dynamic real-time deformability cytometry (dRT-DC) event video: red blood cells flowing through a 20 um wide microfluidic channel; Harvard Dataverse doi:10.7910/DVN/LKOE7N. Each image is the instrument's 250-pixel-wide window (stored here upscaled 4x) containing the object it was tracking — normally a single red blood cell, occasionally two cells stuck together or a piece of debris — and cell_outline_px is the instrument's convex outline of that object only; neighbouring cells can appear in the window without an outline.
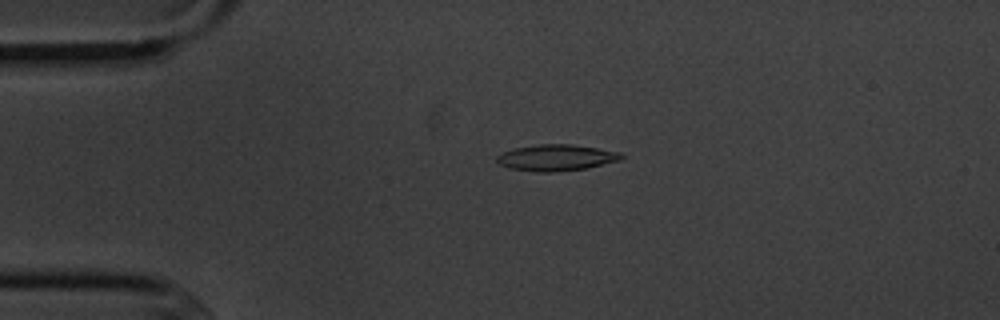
{"species": "common noctule bat (a hibernating species)", "species_latin": "Nyctalus noctula", "temperature_condition": "cold", "stored_images_in_passage": 4, "camera_frame_rate_fps": 3000, "um_per_image_px": 0.085, "animal": {"sex": "male", "body_mass_g": 20.1, "forearm_length_mm": 53.5}, "frame": {"image": 1, "passage_image": 3, "time_ms": 2.667, "image_size_px": [1000, 320], "cell_outline_px": [[624, 156], [620, 160], [584, 168], [552, 172], [536, 172], [508, 168], [500, 164], [496, 160], [496, 156], [512, 148], [540, 144], [572, 144], [620, 152]], "centroid_in_image_um": [47.24, 13.39], "position_along_channel_um": 37.8, "area_um2": 18.9}}